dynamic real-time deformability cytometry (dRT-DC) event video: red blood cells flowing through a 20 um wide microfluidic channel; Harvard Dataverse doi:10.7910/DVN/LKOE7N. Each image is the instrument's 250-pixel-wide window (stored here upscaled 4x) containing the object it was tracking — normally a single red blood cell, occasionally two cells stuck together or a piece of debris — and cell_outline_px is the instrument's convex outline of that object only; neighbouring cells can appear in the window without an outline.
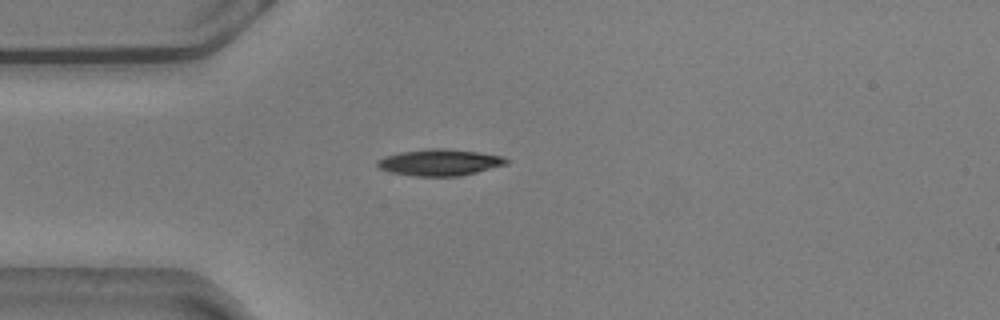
{"species": "common noctule bat (a hibernating species)", "species_latin": "Nyctalus noctula", "temperature_condition": "warm", "stored_images_in_passage": 10, "camera_frame_rate_fps": 3000, "um_per_image_px": 0.085, "animal": {"sex": "male", "body_mass_g": 20.5, "forearm_length_mm": 52.5}, "frame": {"image": 1, "passage_image": 1, "time_ms": 0.0, "image_size_px": [1000, 320], "cell_outline_px": [[508, 164], [460, 176], [412, 176], [388, 172], [380, 168], [376, 164], [376, 160], [384, 156], [400, 152], [428, 148], [444, 148], [476, 152], [504, 156], [508, 160]], "centroid_in_image_um": [37.34, 13.8], "position_along_channel_um": 47.7, "area_um2": 20.0}}